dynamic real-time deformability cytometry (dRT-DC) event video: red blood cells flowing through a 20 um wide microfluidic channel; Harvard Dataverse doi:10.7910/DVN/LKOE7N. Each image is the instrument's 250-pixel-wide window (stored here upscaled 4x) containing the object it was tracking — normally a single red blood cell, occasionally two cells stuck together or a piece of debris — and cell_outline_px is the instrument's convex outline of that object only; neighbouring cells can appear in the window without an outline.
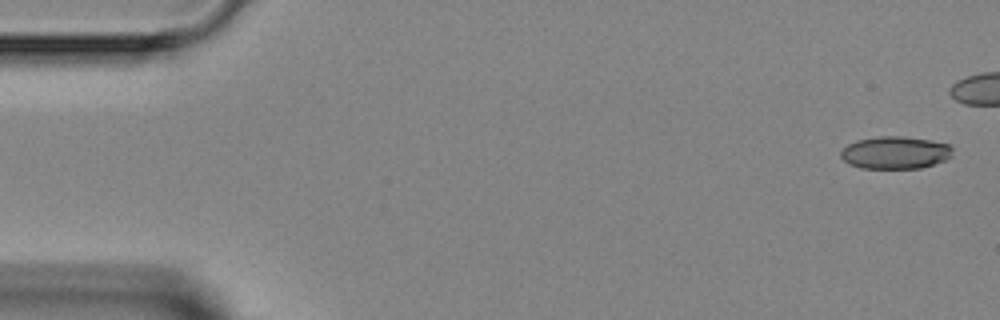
{"species": "Egyptian fruit bat (a non-hibernating species)", "species_latin": "Rousettus aegyptiacus", "temperature_condition": "room temperature", "stored_images_in_passage": 5, "camera_frame_rate_fps": 3000, "um_per_image_px": 0.085, "animal": {"sex": "female"}, "frame": {"image": 1, "passage_image": 1, "time_ms": 0.0, "image_size_px": [1000, 320], "cell_outline_px": [[952, 156], [944, 160], [920, 168], [860, 168], [848, 164], [840, 156], [840, 148], [856, 140], [880, 136], [900, 136], [928, 140], [948, 144], [952, 148]], "centroid_in_image_um": [76.03, 12.97], "position_along_channel_um": 9.0, "area_um2": 21.15}}